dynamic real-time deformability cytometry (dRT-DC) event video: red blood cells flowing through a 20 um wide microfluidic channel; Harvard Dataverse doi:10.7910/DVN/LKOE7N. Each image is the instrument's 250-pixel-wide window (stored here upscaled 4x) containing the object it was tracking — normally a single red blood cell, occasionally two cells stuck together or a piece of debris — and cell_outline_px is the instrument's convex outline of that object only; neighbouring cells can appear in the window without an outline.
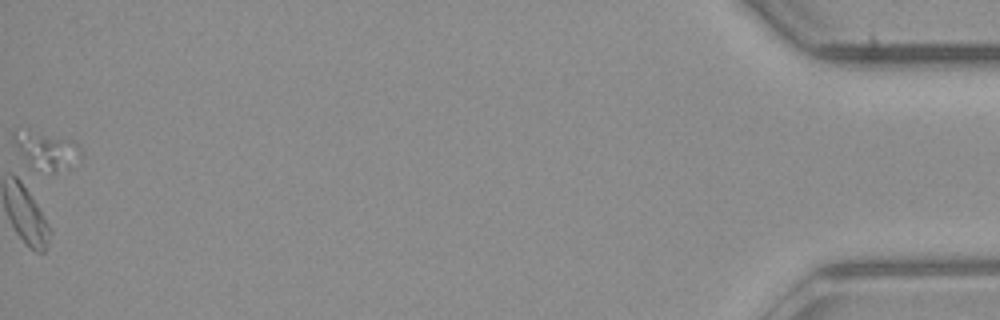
{"species": "common noctule bat (a hibernating species)", "species_latin": "Nyctalus noctula", "temperature_condition": "room temperature", "stored_images_in_passage": 52, "segment_of_instrument_passage": [2, 2], "camera_frame_rate_fps": 3000, "um_per_image_px": 0.085, "animal": {"sex": "male", "body_mass_g": 23.1, "forearm_length_mm": 52.7}, "frame": {"image": 1, "passage_image": 52, "time_ms": 17.0, "image_size_px": [1000, 320], "cell_outline_px": [[68, 168], [56, 172], [52, 172], [28, 160], [12, 140], [12, 132], [28, 128], [60, 140]], "centroid_in_image_um": [3.47, 12.7], "position_along_channel_um": 431.7, "area_um2": 10.92}}